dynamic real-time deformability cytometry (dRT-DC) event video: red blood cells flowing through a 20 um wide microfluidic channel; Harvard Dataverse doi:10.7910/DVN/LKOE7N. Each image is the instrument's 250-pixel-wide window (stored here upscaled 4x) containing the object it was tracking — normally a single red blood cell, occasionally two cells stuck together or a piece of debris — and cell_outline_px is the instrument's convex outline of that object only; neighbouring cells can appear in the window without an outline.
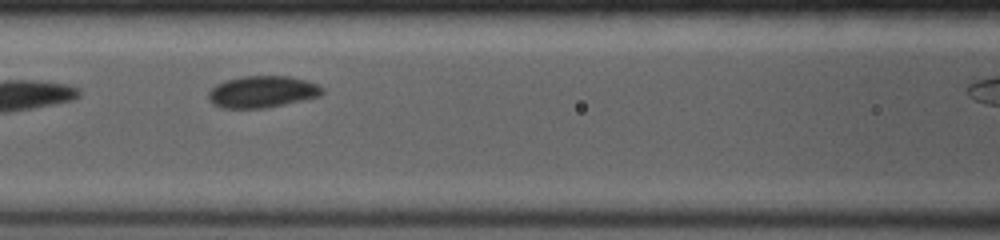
{"species": "common noctule bat (a hibernating species)", "species_latin": "Nyctalus noctula", "temperature_condition": "room temperature", "stored_images_in_passage": 19, "camera_frame_rate_fps": 4000, "um_per_image_px": 0.085, "animal": {"sex": "female", "body_mass_g": 19.0, "forearm_length_mm": 53.3}, "frame": {"image": 1, "passage_image": 11, "time_ms": 2.5, "image_size_px": [1000, 240], "cell_outline_px": [[324, 92], [320, 96], [268, 108], [220, 108], [212, 104], [208, 100], [208, 92], [216, 84], [240, 76], [292, 76], [308, 80], [324, 88]], "centroid_in_image_um": [22.3, 7.8], "position_along_channel_um": 144.3, "area_um2": 21.33}}
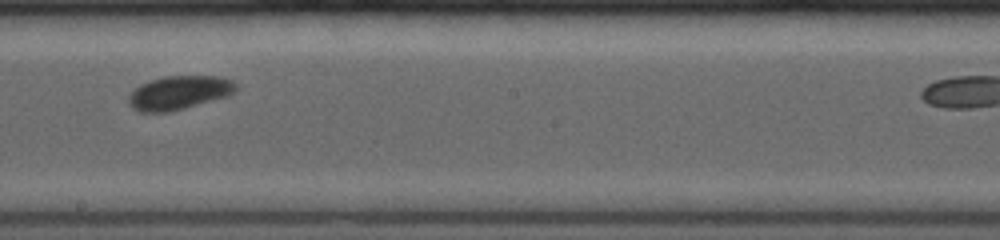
{"frame": {"image": 2, "passage_image": 17, "time_ms": 4.75, "image_size_px": [1000, 240], "cell_outline_px": [[236, 92], [228, 96], [184, 108], [168, 112], [140, 112], [132, 108], [128, 104], [128, 96], [140, 84], [164, 76], [220, 76], [232, 80], [236, 84]], "centroid_in_image_um": [15.22, 7.88], "position_along_channel_um": 233.0, "area_um2": 21.1}}